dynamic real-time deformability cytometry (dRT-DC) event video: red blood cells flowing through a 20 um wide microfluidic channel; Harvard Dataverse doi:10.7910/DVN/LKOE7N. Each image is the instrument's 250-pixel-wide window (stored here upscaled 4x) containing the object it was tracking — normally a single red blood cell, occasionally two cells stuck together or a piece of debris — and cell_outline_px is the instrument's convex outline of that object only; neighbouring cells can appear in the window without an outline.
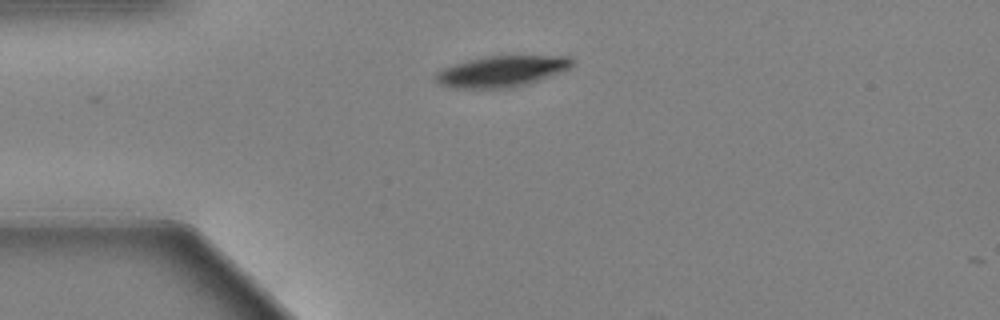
{"species": "Egyptian fruit bat (a non-hibernating species)", "species_latin": "Rousettus aegyptiacus", "temperature_condition": "warm", "stored_images_in_passage": 2, "camera_frame_rate_fps": 3000, "um_per_image_px": 0.085, "animal": {"sex": "female"}, "frame": {"image": 1, "passage_image": 1, "time_ms": 0.0, "image_size_px": [1000, 320], "cell_outline_px": [[572, 64], [568, 68], [528, 84], [508, 88], [452, 88], [440, 84], [432, 76], [436, 72], [444, 68], [468, 60], [484, 56], [568, 56], [572, 60]], "centroid_in_image_um": [42.57, 6.07], "position_along_channel_um": 42.4, "area_um2": 24.33}}